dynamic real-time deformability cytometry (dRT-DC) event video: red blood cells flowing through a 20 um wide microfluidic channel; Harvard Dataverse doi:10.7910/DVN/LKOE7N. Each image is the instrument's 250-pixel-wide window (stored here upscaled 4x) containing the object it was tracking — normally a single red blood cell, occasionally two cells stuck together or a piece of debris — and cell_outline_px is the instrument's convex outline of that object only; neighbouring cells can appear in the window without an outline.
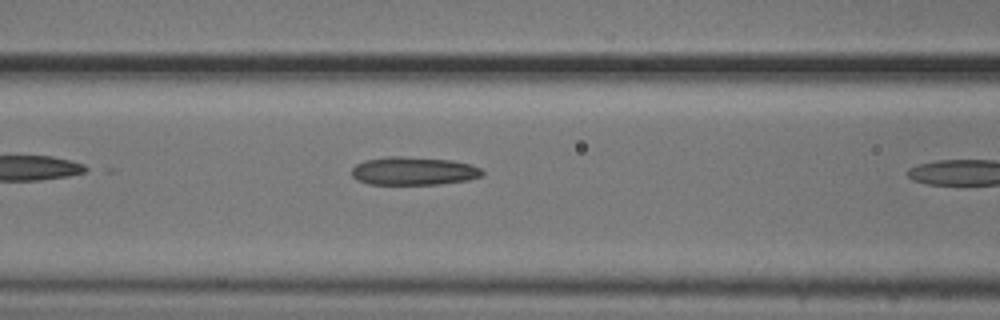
{"species": "common noctule bat (a hibernating species)", "species_latin": "Nyctalus noctula", "temperature_condition": "cold", "stored_images_in_passage": 8, "camera_frame_rate_fps": 3000, "um_per_image_px": 0.085, "animal": {"sex": "male", "body_mass_g": 20.5, "forearm_length_mm": 52.5}, "frame": {"image": 1, "passage_image": 7, "time_ms": 2.0, "image_size_px": [1000, 320], "cell_outline_px": [[484, 176], [468, 180], [440, 184], [368, 184], [356, 180], [352, 176], [352, 168], [356, 164], [364, 160], [388, 156], [404, 156], [452, 160], [468, 164], [480, 168], [484, 172]], "centroid_in_image_um": [35.14, 14.53], "position_along_channel_um": 131.5, "area_um2": 21.62}}